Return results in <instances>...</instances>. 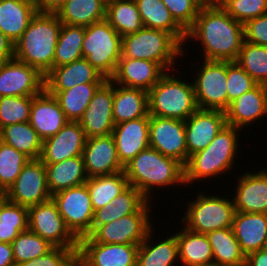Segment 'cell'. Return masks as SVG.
Segmentation results:
<instances>
[{"label":"cell","mask_w":267,"mask_h":266,"mask_svg":"<svg viewBox=\"0 0 267 266\" xmlns=\"http://www.w3.org/2000/svg\"><path fill=\"white\" fill-rule=\"evenodd\" d=\"M201 42L203 59L236 61L244 42L243 24L222 7H201L186 41Z\"/></svg>","instance_id":"cell-1"},{"label":"cell","mask_w":267,"mask_h":266,"mask_svg":"<svg viewBox=\"0 0 267 266\" xmlns=\"http://www.w3.org/2000/svg\"><path fill=\"white\" fill-rule=\"evenodd\" d=\"M62 22L56 14L36 13L23 35L14 43V58L45 76L53 68Z\"/></svg>","instance_id":"cell-2"},{"label":"cell","mask_w":267,"mask_h":266,"mask_svg":"<svg viewBox=\"0 0 267 266\" xmlns=\"http://www.w3.org/2000/svg\"><path fill=\"white\" fill-rule=\"evenodd\" d=\"M124 171L129 185L136 188L151 202L154 187L156 189L161 186L185 184L184 166L150 146L124 166Z\"/></svg>","instance_id":"cell-3"},{"label":"cell","mask_w":267,"mask_h":266,"mask_svg":"<svg viewBox=\"0 0 267 266\" xmlns=\"http://www.w3.org/2000/svg\"><path fill=\"white\" fill-rule=\"evenodd\" d=\"M240 130L227 124L207 148L191 155L184 166L185 184L212 179L228 170L231 171L238 153Z\"/></svg>","instance_id":"cell-4"},{"label":"cell","mask_w":267,"mask_h":266,"mask_svg":"<svg viewBox=\"0 0 267 266\" xmlns=\"http://www.w3.org/2000/svg\"><path fill=\"white\" fill-rule=\"evenodd\" d=\"M183 48L171 33L143 27L122 37L121 58L153 61L169 71L176 58L184 56Z\"/></svg>","instance_id":"cell-5"},{"label":"cell","mask_w":267,"mask_h":266,"mask_svg":"<svg viewBox=\"0 0 267 266\" xmlns=\"http://www.w3.org/2000/svg\"><path fill=\"white\" fill-rule=\"evenodd\" d=\"M170 72L148 91L149 115L185 121L198 109L194 85L168 74Z\"/></svg>","instance_id":"cell-6"},{"label":"cell","mask_w":267,"mask_h":266,"mask_svg":"<svg viewBox=\"0 0 267 266\" xmlns=\"http://www.w3.org/2000/svg\"><path fill=\"white\" fill-rule=\"evenodd\" d=\"M122 36L106 19L85 27L82 55L106 79H110L121 58Z\"/></svg>","instance_id":"cell-7"},{"label":"cell","mask_w":267,"mask_h":266,"mask_svg":"<svg viewBox=\"0 0 267 266\" xmlns=\"http://www.w3.org/2000/svg\"><path fill=\"white\" fill-rule=\"evenodd\" d=\"M199 193L196 200L188 202L187 211L181 218L184 227L199 234L232 227L235 214L233 198Z\"/></svg>","instance_id":"cell-8"},{"label":"cell","mask_w":267,"mask_h":266,"mask_svg":"<svg viewBox=\"0 0 267 266\" xmlns=\"http://www.w3.org/2000/svg\"><path fill=\"white\" fill-rule=\"evenodd\" d=\"M193 82L198 109L220 110L228 108L227 61L205 60Z\"/></svg>","instance_id":"cell-9"},{"label":"cell","mask_w":267,"mask_h":266,"mask_svg":"<svg viewBox=\"0 0 267 266\" xmlns=\"http://www.w3.org/2000/svg\"><path fill=\"white\" fill-rule=\"evenodd\" d=\"M28 230L38 234L54 247H79V239L67 227L52 199L28 208Z\"/></svg>","instance_id":"cell-10"},{"label":"cell","mask_w":267,"mask_h":266,"mask_svg":"<svg viewBox=\"0 0 267 266\" xmlns=\"http://www.w3.org/2000/svg\"><path fill=\"white\" fill-rule=\"evenodd\" d=\"M67 227L78 238L91 235L94 210L86 184L59 191L51 196Z\"/></svg>","instance_id":"cell-11"},{"label":"cell","mask_w":267,"mask_h":266,"mask_svg":"<svg viewBox=\"0 0 267 266\" xmlns=\"http://www.w3.org/2000/svg\"><path fill=\"white\" fill-rule=\"evenodd\" d=\"M46 168L40 159L30 160L13 185L6 192V199L27 208L51 200Z\"/></svg>","instance_id":"cell-12"},{"label":"cell","mask_w":267,"mask_h":266,"mask_svg":"<svg viewBox=\"0 0 267 266\" xmlns=\"http://www.w3.org/2000/svg\"><path fill=\"white\" fill-rule=\"evenodd\" d=\"M149 146L185 166L187 146L184 120L150 115Z\"/></svg>","instance_id":"cell-13"},{"label":"cell","mask_w":267,"mask_h":266,"mask_svg":"<svg viewBox=\"0 0 267 266\" xmlns=\"http://www.w3.org/2000/svg\"><path fill=\"white\" fill-rule=\"evenodd\" d=\"M150 212H135L99 226L90 237L101 244L142 243L152 229Z\"/></svg>","instance_id":"cell-14"},{"label":"cell","mask_w":267,"mask_h":266,"mask_svg":"<svg viewBox=\"0 0 267 266\" xmlns=\"http://www.w3.org/2000/svg\"><path fill=\"white\" fill-rule=\"evenodd\" d=\"M137 244H101L79 239L78 266H136Z\"/></svg>","instance_id":"cell-15"},{"label":"cell","mask_w":267,"mask_h":266,"mask_svg":"<svg viewBox=\"0 0 267 266\" xmlns=\"http://www.w3.org/2000/svg\"><path fill=\"white\" fill-rule=\"evenodd\" d=\"M44 89V76L36 68L16 58L0 63V97L36 96Z\"/></svg>","instance_id":"cell-16"},{"label":"cell","mask_w":267,"mask_h":266,"mask_svg":"<svg viewBox=\"0 0 267 266\" xmlns=\"http://www.w3.org/2000/svg\"><path fill=\"white\" fill-rule=\"evenodd\" d=\"M114 83L107 79L95 92L83 117L79 120L87 138L112 133Z\"/></svg>","instance_id":"cell-17"},{"label":"cell","mask_w":267,"mask_h":266,"mask_svg":"<svg viewBox=\"0 0 267 266\" xmlns=\"http://www.w3.org/2000/svg\"><path fill=\"white\" fill-rule=\"evenodd\" d=\"M184 123L187 161L191 155L207 148L227 125L225 112L203 109H197Z\"/></svg>","instance_id":"cell-18"},{"label":"cell","mask_w":267,"mask_h":266,"mask_svg":"<svg viewBox=\"0 0 267 266\" xmlns=\"http://www.w3.org/2000/svg\"><path fill=\"white\" fill-rule=\"evenodd\" d=\"M87 137L79 121H68L62 129L42 142L40 160L53 164L82 156Z\"/></svg>","instance_id":"cell-19"},{"label":"cell","mask_w":267,"mask_h":266,"mask_svg":"<svg viewBox=\"0 0 267 266\" xmlns=\"http://www.w3.org/2000/svg\"><path fill=\"white\" fill-rule=\"evenodd\" d=\"M82 156L88 178L124 171L112 134L87 138Z\"/></svg>","instance_id":"cell-20"},{"label":"cell","mask_w":267,"mask_h":266,"mask_svg":"<svg viewBox=\"0 0 267 266\" xmlns=\"http://www.w3.org/2000/svg\"><path fill=\"white\" fill-rule=\"evenodd\" d=\"M167 71L158 63L143 59L120 58L110 80L122 87L149 91Z\"/></svg>","instance_id":"cell-21"},{"label":"cell","mask_w":267,"mask_h":266,"mask_svg":"<svg viewBox=\"0 0 267 266\" xmlns=\"http://www.w3.org/2000/svg\"><path fill=\"white\" fill-rule=\"evenodd\" d=\"M149 120L150 116H145L114 126L111 134L115 141L118 159L123 166L149 147Z\"/></svg>","instance_id":"cell-22"},{"label":"cell","mask_w":267,"mask_h":266,"mask_svg":"<svg viewBox=\"0 0 267 266\" xmlns=\"http://www.w3.org/2000/svg\"><path fill=\"white\" fill-rule=\"evenodd\" d=\"M107 79L96 70L85 58L72 63L53 67L44 76L47 92H60L84 83H104Z\"/></svg>","instance_id":"cell-23"},{"label":"cell","mask_w":267,"mask_h":266,"mask_svg":"<svg viewBox=\"0 0 267 266\" xmlns=\"http://www.w3.org/2000/svg\"><path fill=\"white\" fill-rule=\"evenodd\" d=\"M259 171L237 177L233 199L235 212L267 214V170Z\"/></svg>","instance_id":"cell-24"},{"label":"cell","mask_w":267,"mask_h":266,"mask_svg":"<svg viewBox=\"0 0 267 266\" xmlns=\"http://www.w3.org/2000/svg\"><path fill=\"white\" fill-rule=\"evenodd\" d=\"M225 114L227 124L241 130L267 116V86L258 84L244 92L230 102Z\"/></svg>","instance_id":"cell-25"},{"label":"cell","mask_w":267,"mask_h":266,"mask_svg":"<svg viewBox=\"0 0 267 266\" xmlns=\"http://www.w3.org/2000/svg\"><path fill=\"white\" fill-rule=\"evenodd\" d=\"M68 121L57 99L45 89L33 96L29 123L42 141L57 134Z\"/></svg>","instance_id":"cell-26"},{"label":"cell","mask_w":267,"mask_h":266,"mask_svg":"<svg viewBox=\"0 0 267 266\" xmlns=\"http://www.w3.org/2000/svg\"><path fill=\"white\" fill-rule=\"evenodd\" d=\"M151 203L141 192L129 185L121 194L100 209L94 210L91 234L101 225L108 224L135 212H152Z\"/></svg>","instance_id":"cell-27"},{"label":"cell","mask_w":267,"mask_h":266,"mask_svg":"<svg viewBox=\"0 0 267 266\" xmlns=\"http://www.w3.org/2000/svg\"><path fill=\"white\" fill-rule=\"evenodd\" d=\"M231 228L245 255L264 249L267 214L235 212Z\"/></svg>","instance_id":"cell-28"},{"label":"cell","mask_w":267,"mask_h":266,"mask_svg":"<svg viewBox=\"0 0 267 266\" xmlns=\"http://www.w3.org/2000/svg\"><path fill=\"white\" fill-rule=\"evenodd\" d=\"M36 13L35 0H0V31L15 43Z\"/></svg>","instance_id":"cell-29"},{"label":"cell","mask_w":267,"mask_h":266,"mask_svg":"<svg viewBox=\"0 0 267 266\" xmlns=\"http://www.w3.org/2000/svg\"><path fill=\"white\" fill-rule=\"evenodd\" d=\"M51 195L86 183L88 175L83 156L68 158L59 163L44 164Z\"/></svg>","instance_id":"cell-30"},{"label":"cell","mask_w":267,"mask_h":266,"mask_svg":"<svg viewBox=\"0 0 267 266\" xmlns=\"http://www.w3.org/2000/svg\"><path fill=\"white\" fill-rule=\"evenodd\" d=\"M145 116H150L148 92L142 89L122 87L114 83V124Z\"/></svg>","instance_id":"cell-31"},{"label":"cell","mask_w":267,"mask_h":266,"mask_svg":"<svg viewBox=\"0 0 267 266\" xmlns=\"http://www.w3.org/2000/svg\"><path fill=\"white\" fill-rule=\"evenodd\" d=\"M152 234L153 228L148 232L145 240L139 244L136 266H175L176 261H179L176 234L156 244L150 239Z\"/></svg>","instance_id":"cell-32"},{"label":"cell","mask_w":267,"mask_h":266,"mask_svg":"<svg viewBox=\"0 0 267 266\" xmlns=\"http://www.w3.org/2000/svg\"><path fill=\"white\" fill-rule=\"evenodd\" d=\"M143 27L171 33L182 45L186 44V32L172 18L161 0H134Z\"/></svg>","instance_id":"cell-33"},{"label":"cell","mask_w":267,"mask_h":266,"mask_svg":"<svg viewBox=\"0 0 267 266\" xmlns=\"http://www.w3.org/2000/svg\"><path fill=\"white\" fill-rule=\"evenodd\" d=\"M178 241L179 261L183 266H204L213 263V251L206 234L182 227L175 233Z\"/></svg>","instance_id":"cell-34"},{"label":"cell","mask_w":267,"mask_h":266,"mask_svg":"<svg viewBox=\"0 0 267 266\" xmlns=\"http://www.w3.org/2000/svg\"><path fill=\"white\" fill-rule=\"evenodd\" d=\"M107 0H66L56 15L63 24L89 26L106 18Z\"/></svg>","instance_id":"cell-35"},{"label":"cell","mask_w":267,"mask_h":266,"mask_svg":"<svg viewBox=\"0 0 267 266\" xmlns=\"http://www.w3.org/2000/svg\"><path fill=\"white\" fill-rule=\"evenodd\" d=\"M213 251V263L222 266H245L246 255L242 252L231 227L206 234Z\"/></svg>","instance_id":"cell-36"},{"label":"cell","mask_w":267,"mask_h":266,"mask_svg":"<svg viewBox=\"0 0 267 266\" xmlns=\"http://www.w3.org/2000/svg\"><path fill=\"white\" fill-rule=\"evenodd\" d=\"M103 83L77 84L70 89L60 92H48L53 95L66 118L69 121H79L83 115L95 92Z\"/></svg>","instance_id":"cell-37"},{"label":"cell","mask_w":267,"mask_h":266,"mask_svg":"<svg viewBox=\"0 0 267 266\" xmlns=\"http://www.w3.org/2000/svg\"><path fill=\"white\" fill-rule=\"evenodd\" d=\"M0 141L12 146L30 160L40 158L43 141L29 122L15 123L1 128Z\"/></svg>","instance_id":"cell-38"},{"label":"cell","mask_w":267,"mask_h":266,"mask_svg":"<svg viewBox=\"0 0 267 266\" xmlns=\"http://www.w3.org/2000/svg\"><path fill=\"white\" fill-rule=\"evenodd\" d=\"M85 184L90 194L93 210L104 207L129 186L125 171L90 177Z\"/></svg>","instance_id":"cell-39"},{"label":"cell","mask_w":267,"mask_h":266,"mask_svg":"<svg viewBox=\"0 0 267 266\" xmlns=\"http://www.w3.org/2000/svg\"><path fill=\"white\" fill-rule=\"evenodd\" d=\"M105 19L122 37L143 28L134 0H107Z\"/></svg>","instance_id":"cell-40"},{"label":"cell","mask_w":267,"mask_h":266,"mask_svg":"<svg viewBox=\"0 0 267 266\" xmlns=\"http://www.w3.org/2000/svg\"><path fill=\"white\" fill-rule=\"evenodd\" d=\"M84 36V26L62 23L55 48L53 67L63 66L81 59Z\"/></svg>","instance_id":"cell-41"},{"label":"cell","mask_w":267,"mask_h":266,"mask_svg":"<svg viewBox=\"0 0 267 266\" xmlns=\"http://www.w3.org/2000/svg\"><path fill=\"white\" fill-rule=\"evenodd\" d=\"M28 230V208L7 199L0 206V242L11 244Z\"/></svg>","instance_id":"cell-42"},{"label":"cell","mask_w":267,"mask_h":266,"mask_svg":"<svg viewBox=\"0 0 267 266\" xmlns=\"http://www.w3.org/2000/svg\"><path fill=\"white\" fill-rule=\"evenodd\" d=\"M236 62L258 84L267 86V47L244 40Z\"/></svg>","instance_id":"cell-43"},{"label":"cell","mask_w":267,"mask_h":266,"mask_svg":"<svg viewBox=\"0 0 267 266\" xmlns=\"http://www.w3.org/2000/svg\"><path fill=\"white\" fill-rule=\"evenodd\" d=\"M15 266L40 257L49 252L54 246L38 234L30 230L20 233L11 243Z\"/></svg>","instance_id":"cell-44"},{"label":"cell","mask_w":267,"mask_h":266,"mask_svg":"<svg viewBox=\"0 0 267 266\" xmlns=\"http://www.w3.org/2000/svg\"><path fill=\"white\" fill-rule=\"evenodd\" d=\"M30 161L23 153L0 141V189L7 192Z\"/></svg>","instance_id":"cell-45"},{"label":"cell","mask_w":267,"mask_h":266,"mask_svg":"<svg viewBox=\"0 0 267 266\" xmlns=\"http://www.w3.org/2000/svg\"><path fill=\"white\" fill-rule=\"evenodd\" d=\"M33 96L0 97V129L30 121Z\"/></svg>","instance_id":"cell-46"},{"label":"cell","mask_w":267,"mask_h":266,"mask_svg":"<svg viewBox=\"0 0 267 266\" xmlns=\"http://www.w3.org/2000/svg\"><path fill=\"white\" fill-rule=\"evenodd\" d=\"M257 85L258 83L236 61H227L228 107L231 101Z\"/></svg>","instance_id":"cell-47"},{"label":"cell","mask_w":267,"mask_h":266,"mask_svg":"<svg viewBox=\"0 0 267 266\" xmlns=\"http://www.w3.org/2000/svg\"><path fill=\"white\" fill-rule=\"evenodd\" d=\"M222 8L236 21H246L267 13V0H226Z\"/></svg>","instance_id":"cell-48"},{"label":"cell","mask_w":267,"mask_h":266,"mask_svg":"<svg viewBox=\"0 0 267 266\" xmlns=\"http://www.w3.org/2000/svg\"><path fill=\"white\" fill-rule=\"evenodd\" d=\"M16 266H78V249L53 247L45 255Z\"/></svg>","instance_id":"cell-49"},{"label":"cell","mask_w":267,"mask_h":266,"mask_svg":"<svg viewBox=\"0 0 267 266\" xmlns=\"http://www.w3.org/2000/svg\"><path fill=\"white\" fill-rule=\"evenodd\" d=\"M175 22L187 32L195 22L201 6L195 0H161Z\"/></svg>","instance_id":"cell-50"},{"label":"cell","mask_w":267,"mask_h":266,"mask_svg":"<svg viewBox=\"0 0 267 266\" xmlns=\"http://www.w3.org/2000/svg\"><path fill=\"white\" fill-rule=\"evenodd\" d=\"M244 40L267 47V13L243 24Z\"/></svg>","instance_id":"cell-51"},{"label":"cell","mask_w":267,"mask_h":266,"mask_svg":"<svg viewBox=\"0 0 267 266\" xmlns=\"http://www.w3.org/2000/svg\"><path fill=\"white\" fill-rule=\"evenodd\" d=\"M14 58V43L0 31V63Z\"/></svg>","instance_id":"cell-52"},{"label":"cell","mask_w":267,"mask_h":266,"mask_svg":"<svg viewBox=\"0 0 267 266\" xmlns=\"http://www.w3.org/2000/svg\"><path fill=\"white\" fill-rule=\"evenodd\" d=\"M38 13L56 14L66 0H35Z\"/></svg>","instance_id":"cell-53"},{"label":"cell","mask_w":267,"mask_h":266,"mask_svg":"<svg viewBox=\"0 0 267 266\" xmlns=\"http://www.w3.org/2000/svg\"><path fill=\"white\" fill-rule=\"evenodd\" d=\"M245 266H267V251L260 249L246 255Z\"/></svg>","instance_id":"cell-54"},{"label":"cell","mask_w":267,"mask_h":266,"mask_svg":"<svg viewBox=\"0 0 267 266\" xmlns=\"http://www.w3.org/2000/svg\"><path fill=\"white\" fill-rule=\"evenodd\" d=\"M0 266H15L12 246L9 243L0 242Z\"/></svg>","instance_id":"cell-55"},{"label":"cell","mask_w":267,"mask_h":266,"mask_svg":"<svg viewBox=\"0 0 267 266\" xmlns=\"http://www.w3.org/2000/svg\"><path fill=\"white\" fill-rule=\"evenodd\" d=\"M226 0H202V7H222Z\"/></svg>","instance_id":"cell-56"},{"label":"cell","mask_w":267,"mask_h":266,"mask_svg":"<svg viewBox=\"0 0 267 266\" xmlns=\"http://www.w3.org/2000/svg\"><path fill=\"white\" fill-rule=\"evenodd\" d=\"M6 200V193H0V206Z\"/></svg>","instance_id":"cell-57"},{"label":"cell","mask_w":267,"mask_h":266,"mask_svg":"<svg viewBox=\"0 0 267 266\" xmlns=\"http://www.w3.org/2000/svg\"><path fill=\"white\" fill-rule=\"evenodd\" d=\"M204 266H222V265L212 263V264L204 265Z\"/></svg>","instance_id":"cell-58"},{"label":"cell","mask_w":267,"mask_h":266,"mask_svg":"<svg viewBox=\"0 0 267 266\" xmlns=\"http://www.w3.org/2000/svg\"><path fill=\"white\" fill-rule=\"evenodd\" d=\"M202 7V0H195Z\"/></svg>","instance_id":"cell-59"},{"label":"cell","mask_w":267,"mask_h":266,"mask_svg":"<svg viewBox=\"0 0 267 266\" xmlns=\"http://www.w3.org/2000/svg\"><path fill=\"white\" fill-rule=\"evenodd\" d=\"M264 249L267 251V240H266V243H265Z\"/></svg>","instance_id":"cell-60"}]
</instances>
